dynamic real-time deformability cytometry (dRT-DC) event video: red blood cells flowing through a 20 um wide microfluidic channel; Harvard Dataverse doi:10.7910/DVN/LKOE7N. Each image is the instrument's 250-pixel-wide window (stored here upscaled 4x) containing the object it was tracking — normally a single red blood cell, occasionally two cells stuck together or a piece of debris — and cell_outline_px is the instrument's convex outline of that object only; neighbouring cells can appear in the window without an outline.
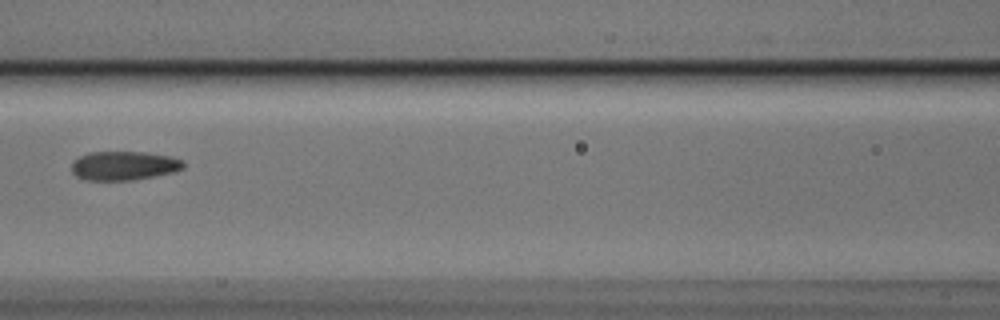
{"species": "Egyptian fruit bat (a non-hibernating species)", "species_latin": "Rousettus aegyptiacus", "temperature_condition": "cold", "stored_images_in_passage": 3, "camera_frame_rate_fps": 3000, "um_per_image_px": 0.085, "animal": {"sex": "male"}, "frame": {"image": 1, "passage_image": 3, "time_ms": 0.667, "image_size_px": [1000, 320], "cell_outline_px": [[184, 168], [176, 172], [132, 180], [88, 180], [76, 176], [72, 172], [72, 160], [88, 152], [144, 152], [172, 156], [180, 160], [184, 164]], "centroid_in_image_um": [10.53, 14.08], "position_along_channel_um": 156.1, "area_um2": 18.96}}